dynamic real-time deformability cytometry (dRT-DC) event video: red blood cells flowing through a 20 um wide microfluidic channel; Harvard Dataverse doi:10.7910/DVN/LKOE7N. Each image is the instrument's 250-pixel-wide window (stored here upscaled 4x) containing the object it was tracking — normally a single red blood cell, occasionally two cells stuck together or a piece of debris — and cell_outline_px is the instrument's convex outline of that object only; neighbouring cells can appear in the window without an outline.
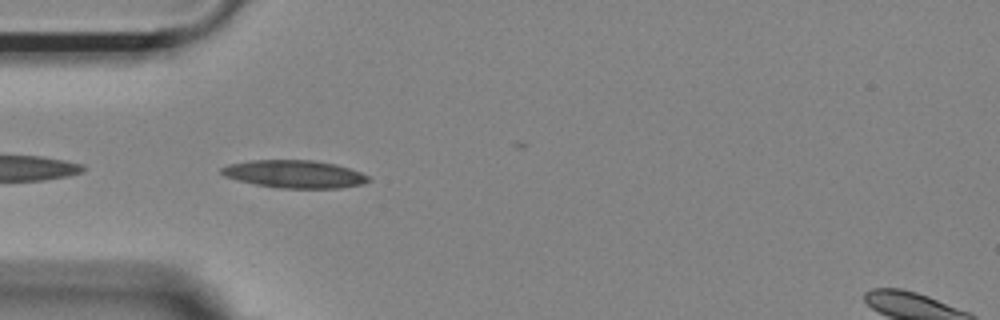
{"species": "Egyptian fruit bat (a non-hibernating species)", "species_latin": "Rousettus aegyptiacus", "temperature_condition": "room temperature", "stored_images_in_passage": 23, "camera_frame_rate_fps": 3000, "um_per_image_px": 0.085, "animal": {"sex": "female"}, "frame": {"image": 1, "passage_image": 2, "time_ms": 0.333, "image_size_px": [1000, 320], "cell_outline_px": [[368, 180], [360, 184], [340, 188], [280, 188], [256, 184], [236, 180], [224, 176], [220, 172], [220, 168], [228, 164], [248, 160], [312, 160], [336, 164], [360, 172], [368, 176]], "centroid_in_image_um": [24.96, 14.79], "position_along_channel_um": 60.0, "area_um2": 23.64}}
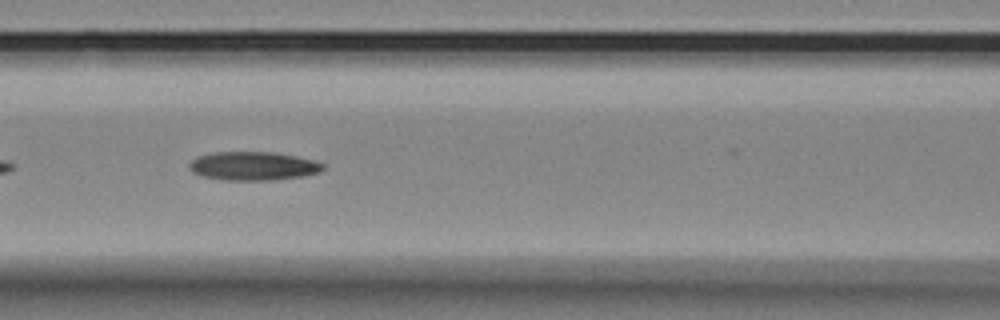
{"frame": {"image": 2, "passage_image": 9, "time_ms": 2.667, "image_size_px": [1000, 320], "cell_outline_px": [[324, 168], [320, 172], [300, 176], [272, 180], [224, 180], [204, 176], [192, 172], [188, 164], [192, 160], [200, 156], [216, 152], [272, 152], [296, 156], [312, 160], [324, 164]], "centroid_in_image_um": [21.52, 14.11], "position_along_channel_um": 145.1, "area_um2": 22.02}}
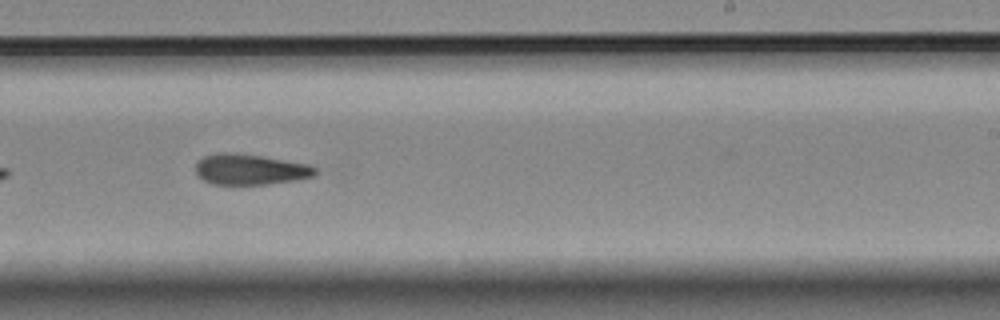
{"frame": {"image": 3, "passage_image": 19, "time_ms": 6.0, "image_size_px": [1000, 320], "cell_outline_px": [[316, 176], [296, 180], [268, 184], [212, 184], [196, 176], [196, 160], [204, 156], [224, 152], [228, 152], [260, 156], [308, 164], [316, 168]], "centroid_in_image_um": [21.24, 14.41], "position_along_channel_um": 267.8, "area_um2": 21.33}}